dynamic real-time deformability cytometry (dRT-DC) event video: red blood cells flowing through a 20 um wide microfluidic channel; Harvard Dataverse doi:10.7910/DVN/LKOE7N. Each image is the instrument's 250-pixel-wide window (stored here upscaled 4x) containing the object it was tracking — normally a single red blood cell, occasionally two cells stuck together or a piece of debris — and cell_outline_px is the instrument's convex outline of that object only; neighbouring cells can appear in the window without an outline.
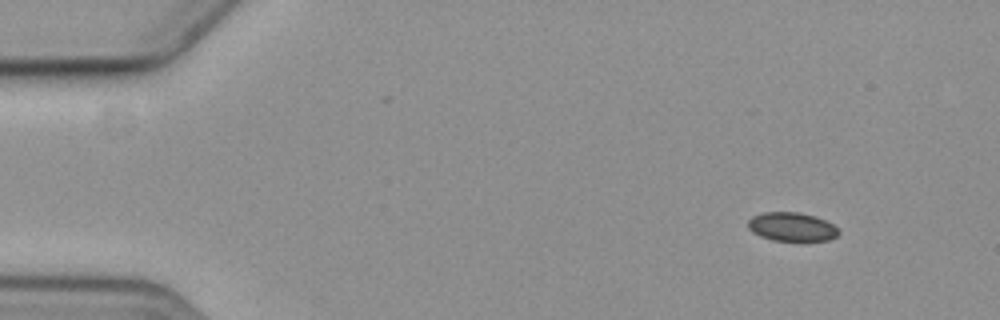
{"species": "common noctule bat (a hibernating species)", "species_latin": "Nyctalus noctula", "temperature_condition": "cold", "stored_images_in_passage": 4, "camera_frame_rate_fps": 3000, "um_per_image_px": 0.085, "animal": {"sex": "female", "body_mass_g": 19.3, "forearm_length_mm": 54.1}, "frame": {"image": 1, "passage_image": 2, "time_ms": 1.333, "image_size_px": [1000, 320], "cell_outline_px": [[840, 232], [836, 236], [828, 240], [772, 240], [760, 236], [752, 232], [748, 228], [748, 220], [752, 216], [764, 212], [800, 212], [816, 216], [832, 224]], "centroid_in_image_um": [67.27, 19.26], "position_along_channel_um": 17.7, "area_um2": 15.09}}